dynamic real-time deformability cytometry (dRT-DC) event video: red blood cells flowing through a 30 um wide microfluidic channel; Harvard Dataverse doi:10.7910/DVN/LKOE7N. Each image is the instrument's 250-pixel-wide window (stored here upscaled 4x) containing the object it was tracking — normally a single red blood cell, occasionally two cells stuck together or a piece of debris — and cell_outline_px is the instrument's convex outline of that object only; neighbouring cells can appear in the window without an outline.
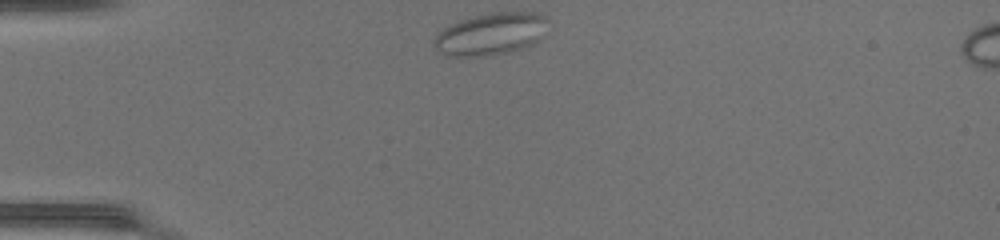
{"species": "common noctule bat (a hibernating species)", "species_latin": "Nyctalus noctula", "temperature_condition": "warm", "stored_images_in_passage": 33, "camera_frame_rate_fps": 3000, "um_per_image_px": 0.085, "animal": {"sex": "female", "body_mass_g": 17.0, "forearm_length_mm": 48.0}, "frame": {"image": 1, "passage_image": 1, "time_ms": 0.0, "image_size_px": [1000, 240], "cell_outline_px": [[548, 20], [536, 40], [532, 44], [520, 48], [504, 52], [484, 56], [452, 56], [440, 52], [432, 44], [432, 40], [444, 28], [460, 20], [492, 12], [536, 12], [548, 16]], "centroid_in_image_um": [41.68, 2.87], "position_along_channel_um": 43.3, "area_um2": 27.34}}
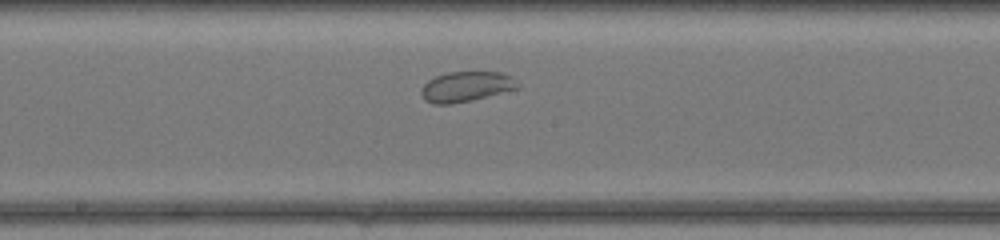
{"frame": {"image": 2, "passage_image": 15, "time_ms": 4.667, "image_size_px": [1000, 240], "cell_outline_px": [[520, 88], [472, 100], [452, 104], [432, 104], [424, 100], [420, 92], [420, 88], [428, 80], [436, 76], [448, 72], [504, 72], [512, 76], [520, 84]], "centroid_in_image_um": [39.63, 7.36], "position_along_channel_um": 208.6, "area_um2": 17.22}}
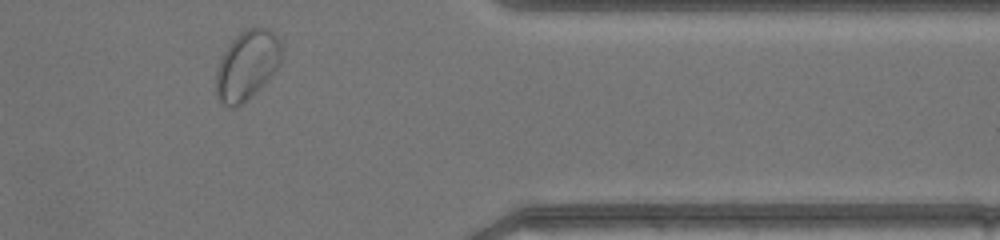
{"frame": {"image": 3, "passage_image": 29, "time_ms": 9.333, "image_size_px": [1000, 240], "cell_outline_px": [[280, 64], [268, 80], [244, 104], [232, 108], [224, 104], [216, 96], [216, 72], [220, 60], [228, 44], [240, 32], [248, 28], [268, 28], [276, 36], [280, 44]], "centroid_in_image_um": [20.98, 5.57], "position_along_channel_um": 390.4, "area_um2": 26.3}}